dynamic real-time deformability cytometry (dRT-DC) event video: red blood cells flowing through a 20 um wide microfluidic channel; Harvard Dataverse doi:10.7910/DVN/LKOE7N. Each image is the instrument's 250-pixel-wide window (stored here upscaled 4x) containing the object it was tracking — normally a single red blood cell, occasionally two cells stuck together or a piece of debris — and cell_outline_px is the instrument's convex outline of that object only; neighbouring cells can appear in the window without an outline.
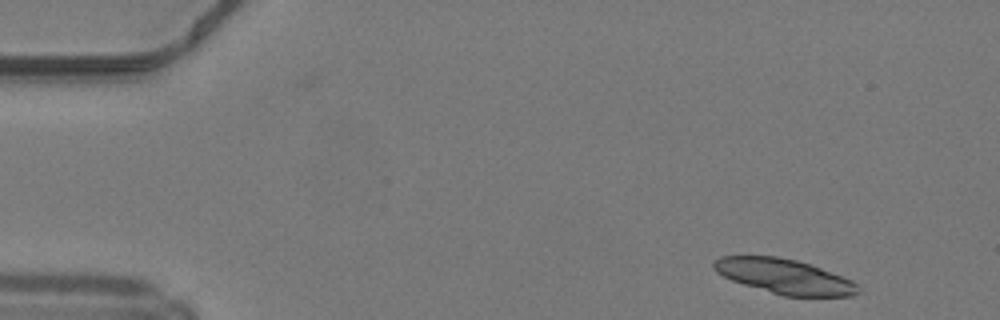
{"species": "common noctule bat (a hibernating species)", "species_latin": "Nyctalus noctula", "temperature_condition": "warm", "stored_images_in_passage": 16, "camera_frame_rate_fps": 3000, "um_per_image_px": 0.085, "animal": {"sex": "male", "body_mass_g": 19.2, "forearm_length_mm": 51.8}, "frame": {"image": 1, "passage_image": 1, "time_ms": 0.0, "image_size_px": [1000, 320], "cell_outline_px": [[860, 292], [852, 296], [784, 296], [744, 284], [732, 280], [716, 272], [712, 268], [712, 264], [720, 256], [776, 256], [796, 260], [812, 264], [852, 280], [856, 284]], "centroid_in_image_um": [66.68, 23.49], "position_along_channel_um": 18.3, "area_um2": 29.13}}